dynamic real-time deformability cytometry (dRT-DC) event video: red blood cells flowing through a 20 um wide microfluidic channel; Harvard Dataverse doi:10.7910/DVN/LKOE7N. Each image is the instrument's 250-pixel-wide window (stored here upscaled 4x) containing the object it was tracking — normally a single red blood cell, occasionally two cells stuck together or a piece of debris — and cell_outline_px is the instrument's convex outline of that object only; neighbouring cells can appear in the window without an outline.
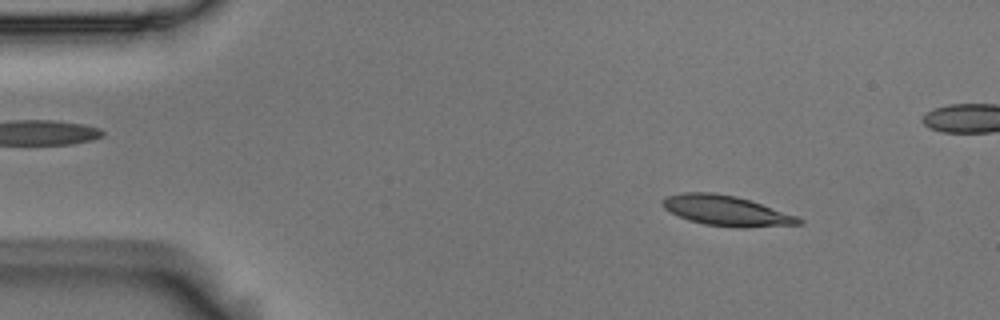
{"species": "Egyptian fruit bat (a non-hibernating species)", "species_latin": "Rousettus aegyptiacus", "temperature_condition": "room temperature", "stored_images_in_passage": 54, "camera_frame_rate_fps": 3000, "um_per_image_px": 0.085, "animal": {"sex": "male"}, "frame": {"image": 1, "passage_image": 6, "time_ms": 1.667, "image_size_px": [1000, 320], "cell_outline_px": [[804, 224], [748, 228], [736, 228], [704, 224], [688, 220], [664, 208], [660, 204], [660, 200], [664, 196], [684, 192], [716, 192], [736, 196], [796, 216], [804, 220]], "centroid_in_image_um": [61.7, 17.91], "position_along_channel_um": 23.3, "area_um2": 24.1}}
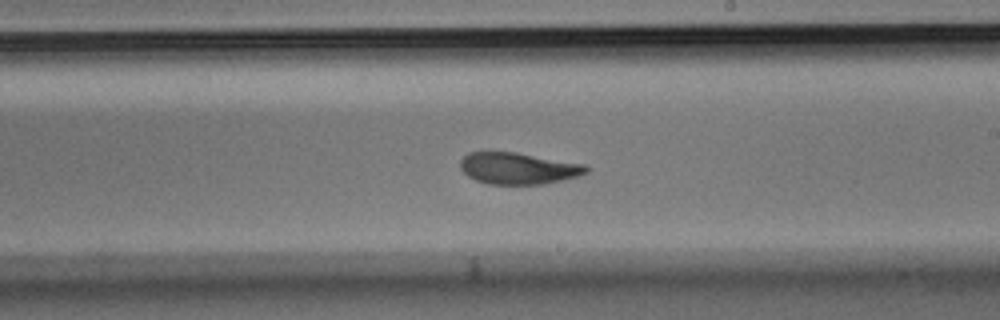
{"frame": {"image": 2, "passage_image": 30, "time_ms": 9.667, "image_size_px": [1000, 320], "cell_outline_px": [[588, 172], [580, 176], [544, 184], [488, 184], [476, 180], [468, 176], [460, 168], [460, 160], [468, 152], [516, 152], [584, 164], [588, 168]], "centroid_in_image_um": [44.05, 14.31], "position_along_channel_um": 245.0, "area_um2": 23.18}}
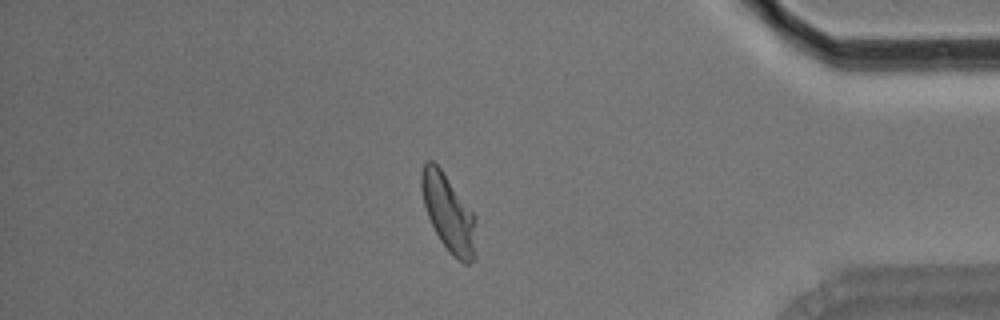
{"frame": {"image": 3, "passage_image": 45, "time_ms": 14.667, "image_size_px": [1000, 320], "cell_outline_px": [[476, 256], [468, 264], [464, 264], [452, 256], [440, 240], [428, 216], [424, 204], [420, 188], [420, 172], [424, 164], [428, 160], [432, 160], [440, 168], [476, 216]], "centroid_in_image_um": [38.14, 18.14], "position_along_channel_um": 397.1, "area_um2": 24.62}, "authors_computed_cell_mechanics": {"area_um2": 24.0737, "velocity_mm_per_s": 3.697, "shape_relaxation_time_tau1_ms": 4.4475, "shape_relaxation_time_tau2_ms": 1.5444, "deformation_change_tau1": 0.1699, "deformation_change_tau2": 0.0708}}